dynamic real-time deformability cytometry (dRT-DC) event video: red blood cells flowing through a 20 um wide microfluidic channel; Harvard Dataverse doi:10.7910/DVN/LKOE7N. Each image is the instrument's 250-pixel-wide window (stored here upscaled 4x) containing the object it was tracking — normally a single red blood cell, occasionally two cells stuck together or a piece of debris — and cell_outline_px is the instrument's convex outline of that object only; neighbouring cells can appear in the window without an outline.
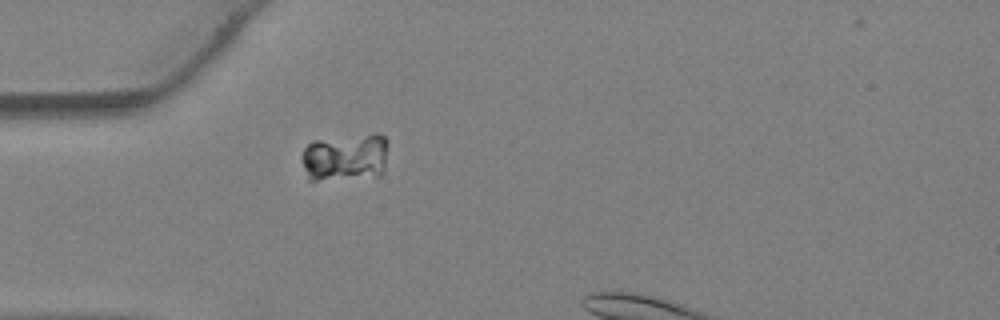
{"species": "Egyptian fruit bat (a non-hibernating species)", "species_latin": "Rousettus aegyptiacus", "temperature_condition": "warm", "stored_images_in_passage": 5, "camera_frame_rate_fps": 3000, "um_per_image_px": 0.085, "animal": {"sex": "female"}, "frame": {"image": 1, "passage_image": 1, "time_ms": 0.0, "image_size_px": [1000, 320], "cell_outline_px": [[388, 144], [384, 172], [380, 176], [316, 180], [308, 180], [304, 168], [304, 148], [312, 140], [376, 132], [380, 132], [388, 140]], "centroid_in_image_um": [29.43, 13.33], "position_along_channel_um": 55.6, "area_um2": 24.45}}
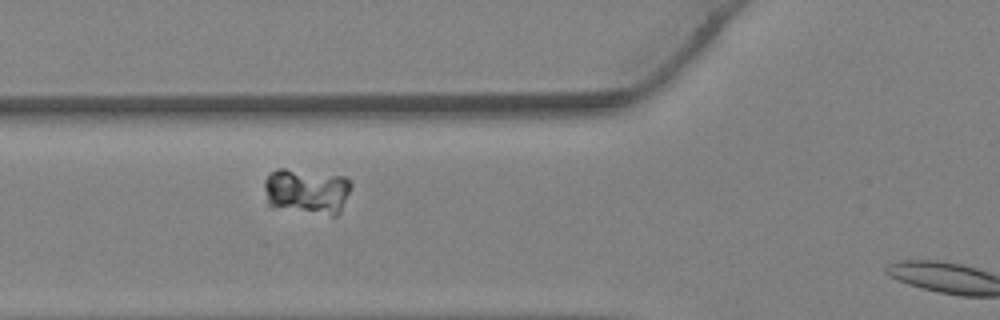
{"frame": {"image": 2, "passage_image": 4, "time_ms": 1.0, "image_size_px": [1000, 320], "cell_outline_px": [[352, 188], [340, 212], [336, 216], [332, 216], [268, 204], [264, 188], [264, 180], [276, 168], [284, 168], [344, 176], [352, 184]], "centroid_in_image_um": [26.12, 16.23], "position_along_channel_um": 99.7, "area_um2": 22.77}}